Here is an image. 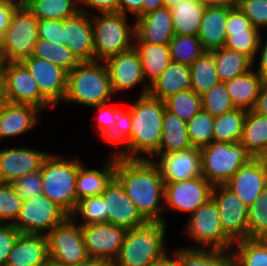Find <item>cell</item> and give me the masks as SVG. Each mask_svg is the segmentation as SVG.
I'll list each match as a JSON object with an SVG mask.
<instances>
[{"mask_svg": "<svg viewBox=\"0 0 267 266\" xmlns=\"http://www.w3.org/2000/svg\"><path fill=\"white\" fill-rule=\"evenodd\" d=\"M115 178L147 222L167 223L164 179L151 160L124 159L115 155Z\"/></svg>", "mask_w": 267, "mask_h": 266, "instance_id": "1", "label": "cell"}, {"mask_svg": "<svg viewBox=\"0 0 267 266\" xmlns=\"http://www.w3.org/2000/svg\"><path fill=\"white\" fill-rule=\"evenodd\" d=\"M165 108L162 100L149 95L138 96L134 104L129 106L130 140L123 146V151L113 154L124 159L150 160L160 146Z\"/></svg>", "mask_w": 267, "mask_h": 266, "instance_id": "2", "label": "cell"}, {"mask_svg": "<svg viewBox=\"0 0 267 266\" xmlns=\"http://www.w3.org/2000/svg\"><path fill=\"white\" fill-rule=\"evenodd\" d=\"M166 227L165 222H146L128 229L113 266H150L163 259Z\"/></svg>", "mask_w": 267, "mask_h": 266, "instance_id": "3", "label": "cell"}, {"mask_svg": "<svg viewBox=\"0 0 267 266\" xmlns=\"http://www.w3.org/2000/svg\"><path fill=\"white\" fill-rule=\"evenodd\" d=\"M114 95L103 61L80 62L67 73V90L63 102L92 108L109 103Z\"/></svg>", "mask_w": 267, "mask_h": 266, "instance_id": "4", "label": "cell"}, {"mask_svg": "<svg viewBox=\"0 0 267 266\" xmlns=\"http://www.w3.org/2000/svg\"><path fill=\"white\" fill-rule=\"evenodd\" d=\"M40 172L43 195L71 216L77 205L78 157L63 159L60 155L49 153L43 161Z\"/></svg>", "mask_w": 267, "mask_h": 266, "instance_id": "5", "label": "cell"}, {"mask_svg": "<svg viewBox=\"0 0 267 266\" xmlns=\"http://www.w3.org/2000/svg\"><path fill=\"white\" fill-rule=\"evenodd\" d=\"M95 61H104L134 47L135 22H127L120 12L99 13L91 16Z\"/></svg>", "mask_w": 267, "mask_h": 266, "instance_id": "6", "label": "cell"}, {"mask_svg": "<svg viewBox=\"0 0 267 266\" xmlns=\"http://www.w3.org/2000/svg\"><path fill=\"white\" fill-rule=\"evenodd\" d=\"M202 176L212 185H225L253 157L239 143L216 142L200 148Z\"/></svg>", "mask_w": 267, "mask_h": 266, "instance_id": "7", "label": "cell"}, {"mask_svg": "<svg viewBox=\"0 0 267 266\" xmlns=\"http://www.w3.org/2000/svg\"><path fill=\"white\" fill-rule=\"evenodd\" d=\"M189 217L185 234L195 241L197 246L188 248L217 251L232 249L234 243L224 234L217 207L212 199L198 207Z\"/></svg>", "mask_w": 267, "mask_h": 266, "instance_id": "8", "label": "cell"}, {"mask_svg": "<svg viewBox=\"0 0 267 266\" xmlns=\"http://www.w3.org/2000/svg\"><path fill=\"white\" fill-rule=\"evenodd\" d=\"M50 263L78 266L90 259L81 226L70 216L47 234Z\"/></svg>", "mask_w": 267, "mask_h": 266, "instance_id": "9", "label": "cell"}, {"mask_svg": "<svg viewBox=\"0 0 267 266\" xmlns=\"http://www.w3.org/2000/svg\"><path fill=\"white\" fill-rule=\"evenodd\" d=\"M0 86L6 102L28 104L41 111L53 108L40 94L36 81L21 62H2Z\"/></svg>", "mask_w": 267, "mask_h": 266, "instance_id": "10", "label": "cell"}, {"mask_svg": "<svg viewBox=\"0 0 267 266\" xmlns=\"http://www.w3.org/2000/svg\"><path fill=\"white\" fill-rule=\"evenodd\" d=\"M69 215L43 194L22 203L19 215L13 225L20 233L47 235Z\"/></svg>", "mask_w": 267, "mask_h": 266, "instance_id": "11", "label": "cell"}, {"mask_svg": "<svg viewBox=\"0 0 267 266\" xmlns=\"http://www.w3.org/2000/svg\"><path fill=\"white\" fill-rule=\"evenodd\" d=\"M37 40L38 20L21 3L5 32V59L2 62H21L31 57Z\"/></svg>", "mask_w": 267, "mask_h": 266, "instance_id": "12", "label": "cell"}, {"mask_svg": "<svg viewBox=\"0 0 267 266\" xmlns=\"http://www.w3.org/2000/svg\"><path fill=\"white\" fill-rule=\"evenodd\" d=\"M211 199L224 234L233 242L247 239L248 206L226 185L213 186Z\"/></svg>", "mask_w": 267, "mask_h": 266, "instance_id": "13", "label": "cell"}, {"mask_svg": "<svg viewBox=\"0 0 267 266\" xmlns=\"http://www.w3.org/2000/svg\"><path fill=\"white\" fill-rule=\"evenodd\" d=\"M213 186L203 177L180 182H167L164 187V208L190 215L211 199Z\"/></svg>", "mask_w": 267, "mask_h": 266, "instance_id": "14", "label": "cell"}, {"mask_svg": "<svg viewBox=\"0 0 267 266\" xmlns=\"http://www.w3.org/2000/svg\"><path fill=\"white\" fill-rule=\"evenodd\" d=\"M36 81L40 94L54 107L62 103L67 90V72L61 67L38 57L21 61Z\"/></svg>", "mask_w": 267, "mask_h": 266, "instance_id": "15", "label": "cell"}, {"mask_svg": "<svg viewBox=\"0 0 267 266\" xmlns=\"http://www.w3.org/2000/svg\"><path fill=\"white\" fill-rule=\"evenodd\" d=\"M88 256L93 259L114 261L127 229L110 223H98L81 226Z\"/></svg>", "mask_w": 267, "mask_h": 266, "instance_id": "16", "label": "cell"}, {"mask_svg": "<svg viewBox=\"0 0 267 266\" xmlns=\"http://www.w3.org/2000/svg\"><path fill=\"white\" fill-rule=\"evenodd\" d=\"M154 157L156 158L153 159ZM150 160L157 167L164 183L186 181L202 176L201 151L198 147L164 155L155 154Z\"/></svg>", "mask_w": 267, "mask_h": 266, "instance_id": "17", "label": "cell"}, {"mask_svg": "<svg viewBox=\"0 0 267 266\" xmlns=\"http://www.w3.org/2000/svg\"><path fill=\"white\" fill-rule=\"evenodd\" d=\"M102 196L107 210V223L125 227L128 230L147 222L115 177L107 185Z\"/></svg>", "mask_w": 267, "mask_h": 266, "instance_id": "18", "label": "cell"}, {"mask_svg": "<svg viewBox=\"0 0 267 266\" xmlns=\"http://www.w3.org/2000/svg\"><path fill=\"white\" fill-rule=\"evenodd\" d=\"M49 152L27 147L0 150V183H12L29 173L40 171Z\"/></svg>", "mask_w": 267, "mask_h": 266, "instance_id": "19", "label": "cell"}, {"mask_svg": "<svg viewBox=\"0 0 267 266\" xmlns=\"http://www.w3.org/2000/svg\"><path fill=\"white\" fill-rule=\"evenodd\" d=\"M115 93L135 87L145 80L140 56L133 47L103 61Z\"/></svg>", "mask_w": 267, "mask_h": 266, "instance_id": "20", "label": "cell"}, {"mask_svg": "<svg viewBox=\"0 0 267 266\" xmlns=\"http://www.w3.org/2000/svg\"><path fill=\"white\" fill-rule=\"evenodd\" d=\"M91 14L84 11L63 20L64 45L80 62L95 61Z\"/></svg>", "mask_w": 267, "mask_h": 266, "instance_id": "21", "label": "cell"}, {"mask_svg": "<svg viewBox=\"0 0 267 266\" xmlns=\"http://www.w3.org/2000/svg\"><path fill=\"white\" fill-rule=\"evenodd\" d=\"M50 264L47 235L20 233L5 266H47Z\"/></svg>", "mask_w": 267, "mask_h": 266, "instance_id": "22", "label": "cell"}, {"mask_svg": "<svg viewBox=\"0 0 267 266\" xmlns=\"http://www.w3.org/2000/svg\"><path fill=\"white\" fill-rule=\"evenodd\" d=\"M225 185L249 207L267 186V171L252 158Z\"/></svg>", "mask_w": 267, "mask_h": 266, "instance_id": "23", "label": "cell"}, {"mask_svg": "<svg viewBox=\"0 0 267 266\" xmlns=\"http://www.w3.org/2000/svg\"><path fill=\"white\" fill-rule=\"evenodd\" d=\"M41 110L28 104L2 101L0 104V139L23 135L34 129Z\"/></svg>", "mask_w": 267, "mask_h": 266, "instance_id": "24", "label": "cell"}, {"mask_svg": "<svg viewBox=\"0 0 267 266\" xmlns=\"http://www.w3.org/2000/svg\"><path fill=\"white\" fill-rule=\"evenodd\" d=\"M135 34L143 41L168 45L174 36L170 8L164 6L136 18Z\"/></svg>", "mask_w": 267, "mask_h": 266, "instance_id": "25", "label": "cell"}, {"mask_svg": "<svg viewBox=\"0 0 267 266\" xmlns=\"http://www.w3.org/2000/svg\"><path fill=\"white\" fill-rule=\"evenodd\" d=\"M134 48L140 56L145 80H148V84H143L144 88L139 95L145 96L148 95L149 85L156 80L172 62L169 46L143 41L135 34Z\"/></svg>", "mask_w": 267, "mask_h": 266, "instance_id": "26", "label": "cell"}, {"mask_svg": "<svg viewBox=\"0 0 267 266\" xmlns=\"http://www.w3.org/2000/svg\"><path fill=\"white\" fill-rule=\"evenodd\" d=\"M101 170L88 169L78 159L76 179L77 202L83 198L101 196L107 185L115 177V155L108 156Z\"/></svg>", "mask_w": 267, "mask_h": 266, "instance_id": "27", "label": "cell"}, {"mask_svg": "<svg viewBox=\"0 0 267 266\" xmlns=\"http://www.w3.org/2000/svg\"><path fill=\"white\" fill-rule=\"evenodd\" d=\"M230 9L216 6L205 8L197 37L206 52L225 46L227 40L226 24Z\"/></svg>", "mask_w": 267, "mask_h": 266, "instance_id": "28", "label": "cell"}, {"mask_svg": "<svg viewBox=\"0 0 267 266\" xmlns=\"http://www.w3.org/2000/svg\"><path fill=\"white\" fill-rule=\"evenodd\" d=\"M191 89L190 67L171 62L164 72L149 85L148 95L164 101L179 91Z\"/></svg>", "mask_w": 267, "mask_h": 266, "instance_id": "29", "label": "cell"}, {"mask_svg": "<svg viewBox=\"0 0 267 266\" xmlns=\"http://www.w3.org/2000/svg\"><path fill=\"white\" fill-rule=\"evenodd\" d=\"M254 66L255 65H253L254 70L251 69L247 73L224 82L235 108L247 111L253 110L257 102L264 80L255 71L256 68H254Z\"/></svg>", "mask_w": 267, "mask_h": 266, "instance_id": "30", "label": "cell"}, {"mask_svg": "<svg viewBox=\"0 0 267 266\" xmlns=\"http://www.w3.org/2000/svg\"><path fill=\"white\" fill-rule=\"evenodd\" d=\"M187 122L165 108L160 146L156 154H169L191 148Z\"/></svg>", "mask_w": 267, "mask_h": 266, "instance_id": "31", "label": "cell"}, {"mask_svg": "<svg viewBox=\"0 0 267 266\" xmlns=\"http://www.w3.org/2000/svg\"><path fill=\"white\" fill-rule=\"evenodd\" d=\"M205 6L198 0H181L170 8L174 35L197 36Z\"/></svg>", "mask_w": 267, "mask_h": 266, "instance_id": "32", "label": "cell"}, {"mask_svg": "<svg viewBox=\"0 0 267 266\" xmlns=\"http://www.w3.org/2000/svg\"><path fill=\"white\" fill-rule=\"evenodd\" d=\"M173 254L181 266H236L233 250L217 251L212 249L180 248Z\"/></svg>", "mask_w": 267, "mask_h": 266, "instance_id": "33", "label": "cell"}, {"mask_svg": "<svg viewBox=\"0 0 267 266\" xmlns=\"http://www.w3.org/2000/svg\"><path fill=\"white\" fill-rule=\"evenodd\" d=\"M23 4L37 20H65L81 11L80 0H25Z\"/></svg>", "mask_w": 267, "mask_h": 266, "instance_id": "34", "label": "cell"}, {"mask_svg": "<svg viewBox=\"0 0 267 266\" xmlns=\"http://www.w3.org/2000/svg\"><path fill=\"white\" fill-rule=\"evenodd\" d=\"M210 53L214 57L221 82L232 80L253 68V61L248 56L226 47L213 50Z\"/></svg>", "mask_w": 267, "mask_h": 266, "instance_id": "35", "label": "cell"}, {"mask_svg": "<svg viewBox=\"0 0 267 266\" xmlns=\"http://www.w3.org/2000/svg\"><path fill=\"white\" fill-rule=\"evenodd\" d=\"M240 143L254 157L267 144V116L247 111Z\"/></svg>", "mask_w": 267, "mask_h": 266, "instance_id": "36", "label": "cell"}, {"mask_svg": "<svg viewBox=\"0 0 267 266\" xmlns=\"http://www.w3.org/2000/svg\"><path fill=\"white\" fill-rule=\"evenodd\" d=\"M191 89L202 96L220 81L215 60L210 52H205L190 66Z\"/></svg>", "mask_w": 267, "mask_h": 266, "instance_id": "37", "label": "cell"}, {"mask_svg": "<svg viewBox=\"0 0 267 266\" xmlns=\"http://www.w3.org/2000/svg\"><path fill=\"white\" fill-rule=\"evenodd\" d=\"M247 110L235 108L214 118L213 135L216 142L239 143Z\"/></svg>", "mask_w": 267, "mask_h": 266, "instance_id": "38", "label": "cell"}, {"mask_svg": "<svg viewBox=\"0 0 267 266\" xmlns=\"http://www.w3.org/2000/svg\"><path fill=\"white\" fill-rule=\"evenodd\" d=\"M32 56L48 60L67 73L71 72L80 63L67 45L52 43L43 39L37 40Z\"/></svg>", "mask_w": 267, "mask_h": 266, "instance_id": "39", "label": "cell"}, {"mask_svg": "<svg viewBox=\"0 0 267 266\" xmlns=\"http://www.w3.org/2000/svg\"><path fill=\"white\" fill-rule=\"evenodd\" d=\"M236 266H267V239H244L233 244Z\"/></svg>", "mask_w": 267, "mask_h": 266, "instance_id": "40", "label": "cell"}, {"mask_svg": "<svg viewBox=\"0 0 267 266\" xmlns=\"http://www.w3.org/2000/svg\"><path fill=\"white\" fill-rule=\"evenodd\" d=\"M168 46L171 61L189 67L206 52L199 38L194 35H174Z\"/></svg>", "mask_w": 267, "mask_h": 266, "instance_id": "41", "label": "cell"}, {"mask_svg": "<svg viewBox=\"0 0 267 266\" xmlns=\"http://www.w3.org/2000/svg\"><path fill=\"white\" fill-rule=\"evenodd\" d=\"M168 111L177 115L181 120L188 122L202 109V96L192 89L179 91L164 100Z\"/></svg>", "mask_w": 267, "mask_h": 266, "instance_id": "42", "label": "cell"}, {"mask_svg": "<svg viewBox=\"0 0 267 266\" xmlns=\"http://www.w3.org/2000/svg\"><path fill=\"white\" fill-rule=\"evenodd\" d=\"M214 117L201 109L187 122V132L192 147L202 148L214 141Z\"/></svg>", "mask_w": 267, "mask_h": 266, "instance_id": "43", "label": "cell"}, {"mask_svg": "<svg viewBox=\"0 0 267 266\" xmlns=\"http://www.w3.org/2000/svg\"><path fill=\"white\" fill-rule=\"evenodd\" d=\"M247 238L267 239V186L248 207Z\"/></svg>", "mask_w": 267, "mask_h": 266, "instance_id": "44", "label": "cell"}, {"mask_svg": "<svg viewBox=\"0 0 267 266\" xmlns=\"http://www.w3.org/2000/svg\"><path fill=\"white\" fill-rule=\"evenodd\" d=\"M103 196H92L78 200L76 208L70 216L80 226L106 223L107 212ZM80 214L84 222L76 220V215ZM75 215V216H74Z\"/></svg>", "mask_w": 267, "mask_h": 266, "instance_id": "45", "label": "cell"}, {"mask_svg": "<svg viewBox=\"0 0 267 266\" xmlns=\"http://www.w3.org/2000/svg\"><path fill=\"white\" fill-rule=\"evenodd\" d=\"M202 109L214 118L235 109L224 82H219L202 95Z\"/></svg>", "mask_w": 267, "mask_h": 266, "instance_id": "46", "label": "cell"}, {"mask_svg": "<svg viewBox=\"0 0 267 266\" xmlns=\"http://www.w3.org/2000/svg\"><path fill=\"white\" fill-rule=\"evenodd\" d=\"M23 200L11 183H0V223L13 224L20 212Z\"/></svg>", "mask_w": 267, "mask_h": 266, "instance_id": "47", "label": "cell"}, {"mask_svg": "<svg viewBox=\"0 0 267 266\" xmlns=\"http://www.w3.org/2000/svg\"><path fill=\"white\" fill-rule=\"evenodd\" d=\"M131 132V115L130 110H122L117 112L114 130L104 139V141L114 147L116 153L121 151V146H124L130 140Z\"/></svg>", "mask_w": 267, "mask_h": 266, "instance_id": "48", "label": "cell"}, {"mask_svg": "<svg viewBox=\"0 0 267 266\" xmlns=\"http://www.w3.org/2000/svg\"><path fill=\"white\" fill-rule=\"evenodd\" d=\"M260 34V32L231 34L224 47L245 54L253 61L254 65Z\"/></svg>", "mask_w": 267, "mask_h": 266, "instance_id": "49", "label": "cell"}, {"mask_svg": "<svg viewBox=\"0 0 267 266\" xmlns=\"http://www.w3.org/2000/svg\"><path fill=\"white\" fill-rule=\"evenodd\" d=\"M237 7L257 30L267 29V0H238Z\"/></svg>", "mask_w": 267, "mask_h": 266, "instance_id": "50", "label": "cell"}, {"mask_svg": "<svg viewBox=\"0 0 267 266\" xmlns=\"http://www.w3.org/2000/svg\"><path fill=\"white\" fill-rule=\"evenodd\" d=\"M11 185L23 201L43 194V182L40 171L29 173L14 180Z\"/></svg>", "mask_w": 267, "mask_h": 266, "instance_id": "51", "label": "cell"}, {"mask_svg": "<svg viewBox=\"0 0 267 266\" xmlns=\"http://www.w3.org/2000/svg\"><path fill=\"white\" fill-rule=\"evenodd\" d=\"M99 111L96 115L97 119L96 130L98 131L99 138L105 139L113 130L115 126V121L117 117V112L121 109L117 106H108V103L92 107Z\"/></svg>", "mask_w": 267, "mask_h": 266, "instance_id": "52", "label": "cell"}, {"mask_svg": "<svg viewBox=\"0 0 267 266\" xmlns=\"http://www.w3.org/2000/svg\"><path fill=\"white\" fill-rule=\"evenodd\" d=\"M246 32H261L257 30L250 19L246 17L238 7L231 8L228 12V20L226 24L227 38L231 34H239Z\"/></svg>", "mask_w": 267, "mask_h": 266, "instance_id": "53", "label": "cell"}, {"mask_svg": "<svg viewBox=\"0 0 267 266\" xmlns=\"http://www.w3.org/2000/svg\"><path fill=\"white\" fill-rule=\"evenodd\" d=\"M38 39L64 45L63 20H38Z\"/></svg>", "mask_w": 267, "mask_h": 266, "instance_id": "54", "label": "cell"}, {"mask_svg": "<svg viewBox=\"0 0 267 266\" xmlns=\"http://www.w3.org/2000/svg\"><path fill=\"white\" fill-rule=\"evenodd\" d=\"M20 232L13 224L0 223V266H5Z\"/></svg>", "mask_w": 267, "mask_h": 266, "instance_id": "55", "label": "cell"}, {"mask_svg": "<svg viewBox=\"0 0 267 266\" xmlns=\"http://www.w3.org/2000/svg\"><path fill=\"white\" fill-rule=\"evenodd\" d=\"M118 7L119 0H80L81 11L88 14L90 9H95L98 13L118 12Z\"/></svg>", "mask_w": 267, "mask_h": 266, "instance_id": "56", "label": "cell"}, {"mask_svg": "<svg viewBox=\"0 0 267 266\" xmlns=\"http://www.w3.org/2000/svg\"><path fill=\"white\" fill-rule=\"evenodd\" d=\"M20 4L16 0H3L0 2V31L6 32L10 25L12 14Z\"/></svg>", "mask_w": 267, "mask_h": 266, "instance_id": "57", "label": "cell"}, {"mask_svg": "<svg viewBox=\"0 0 267 266\" xmlns=\"http://www.w3.org/2000/svg\"><path fill=\"white\" fill-rule=\"evenodd\" d=\"M118 12L127 15L131 12L134 18H139L143 15V0H119Z\"/></svg>", "mask_w": 267, "mask_h": 266, "instance_id": "58", "label": "cell"}, {"mask_svg": "<svg viewBox=\"0 0 267 266\" xmlns=\"http://www.w3.org/2000/svg\"><path fill=\"white\" fill-rule=\"evenodd\" d=\"M257 53H260V56L256 72L261 76L264 81H267V39L265 40V43H262L261 34L259 37Z\"/></svg>", "mask_w": 267, "mask_h": 266, "instance_id": "59", "label": "cell"}, {"mask_svg": "<svg viewBox=\"0 0 267 266\" xmlns=\"http://www.w3.org/2000/svg\"><path fill=\"white\" fill-rule=\"evenodd\" d=\"M253 111L261 115L267 116V81H264L257 102L253 108Z\"/></svg>", "mask_w": 267, "mask_h": 266, "instance_id": "60", "label": "cell"}, {"mask_svg": "<svg viewBox=\"0 0 267 266\" xmlns=\"http://www.w3.org/2000/svg\"><path fill=\"white\" fill-rule=\"evenodd\" d=\"M205 7H226L234 8L237 7L238 0H198Z\"/></svg>", "mask_w": 267, "mask_h": 266, "instance_id": "61", "label": "cell"}, {"mask_svg": "<svg viewBox=\"0 0 267 266\" xmlns=\"http://www.w3.org/2000/svg\"><path fill=\"white\" fill-rule=\"evenodd\" d=\"M164 7L163 0H143V15Z\"/></svg>", "mask_w": 267, "mask_h": 266, "instance_id": "62", "label": "cell"}, {"mask_svg": "<svg viewBox=\"0 0 267 266\" xmlns=\"http://www.w3.org/2000/svg\"><path fill=\"white\" fill-rule=\"evenodd\" d=\"M172 255L170 257L167 254L163 259L150 266H181L179 259L174 254Z\"/></svg>", "mask_w": 267, "mask_h": 266, "instance_id": "63", "label": "cell"}, {"mask_svg": "<svg viewBox=\"0 0 267 266\" xmlns=\"http://www.w3.org/2000/svg\"><path fill=\"white\" fill-rule=\"evenodd\" d=\"M253 158L267 171V144Z\"/></svg>", "mask_w": 267, "mask_h": 266, "instance_id": "64", "label": "cell"}, {"mask_svg": "<svg viewBox=\"0 0 267 266\" xmlns=\"http://www.w3.org/2000/svg\"><path fill=\"white\" fill-rule=\"evenodd\" d=\"M78 266H113V262L104 259L90 258L88 261Z\"/></svg>", "mask_w": 267, "mask_h": 266, "instance_id": "65", "label": "cell"}, {"mask_svg": "<svg viewBox=\"0 0 267 266\" xmlns=\"http://www.w3.org/2000/svg\"><path fill=\"white\" fill-rule=\"evenodd\" d=\"M0 59H5V32L0 31Z\"/></svg>", "mask_w": 267, "mask_h": 266, "instance_id": "66", "label": "cell"}, {"mask_svg": "<svg viewBox=\"0 0 267 266\" xmlns=\"http://www.w3.org/2000/svg\"><path fill=\"white\" fill-rule=\"evenodd\" d=\"M181 0H163L164 6L171 8L173 5H176Z\"/></svg>", "mask_w": 267, "mask_h": 266, "instance_id": "67", "label": "cell"}, {"mask_svg": "<svg viewBox=\"0 0 267 266\" xmlns=\"http://www.w3.org/2000/svg\"><path fill=\"white\" fill-rule=\"evenodd\" d=\"M1 83V82H0ZM3 101V96H2V90H1V86H0V104Z\"/></svg>", "mask_w": 267, "mask_h": 266, "instance_id": "68", "label": "cell"}, {"mask_svg": "<svg viewBox=\"0 0 267 266\" xmlns=\"http://www.w3.org/2000/svg\"><path fill=\"white\" fill-rule=\"evenodd\" d=\"M1 67H2V60L0 59V82H1Z\"/></svg>", "mask_w": 267, "mask_h": 266, "instance_id": "69", "label": "cell"}, {"mask_svg": "<svg viewBox=\"0 0 267 266\" xmlns=\"http://www.w3.org/2000/svg\"><path fill=\"white\" fill-rule=\"evenodd\" d=\"M16 1H18V2H20V3H23L25 0H16Z\"/></svg>", "mask_w": 267, "mask_h": 266, "instance_id": "70", "label": "cell"}]
</instances>
